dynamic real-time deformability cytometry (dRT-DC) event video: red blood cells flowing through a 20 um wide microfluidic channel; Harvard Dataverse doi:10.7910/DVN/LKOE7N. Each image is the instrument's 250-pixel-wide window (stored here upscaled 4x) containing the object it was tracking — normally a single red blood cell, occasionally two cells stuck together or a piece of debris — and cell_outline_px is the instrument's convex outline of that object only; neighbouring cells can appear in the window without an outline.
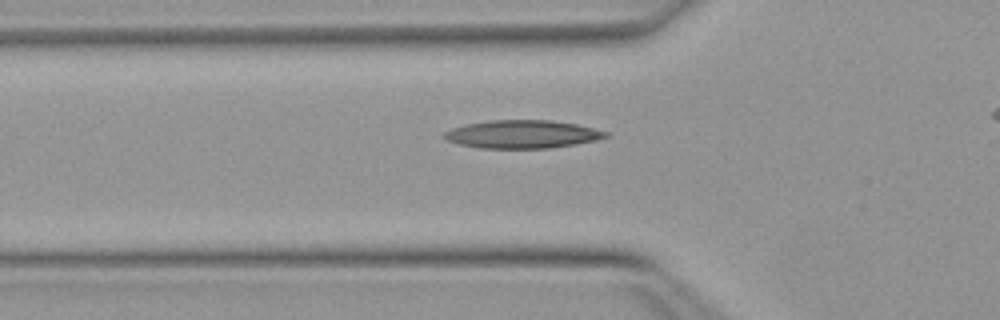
{"species": "Egyptian fruit bat (a non-hibernating species)", "species_latin": "Rousettus aegyptiacus", "temperature_condition": "warm", "stored_images_in_passage": 16, "camera_frame_rate_fps": 3000, "um_per_image_px": 0.085, "animal": {"sex": "female"}, "frame": {"image": 1, "passage_image": 5, "time_ms": 1.333, "image_size_px": [1000, 320], "cell_outline_px": [[612, 136], [596, 140], [576, 144], [548, 148], [480, 148], [460, 144], [448, 140], [440, 136], [444, 132], [452, 128], [468, 124], [488, 120], [552, 120], [576, 124], [608, 132]], "centroid_in_image_um": [44.41, 11.41], "position_along_channel_um": 81.4, "area_um2": 26.41}}
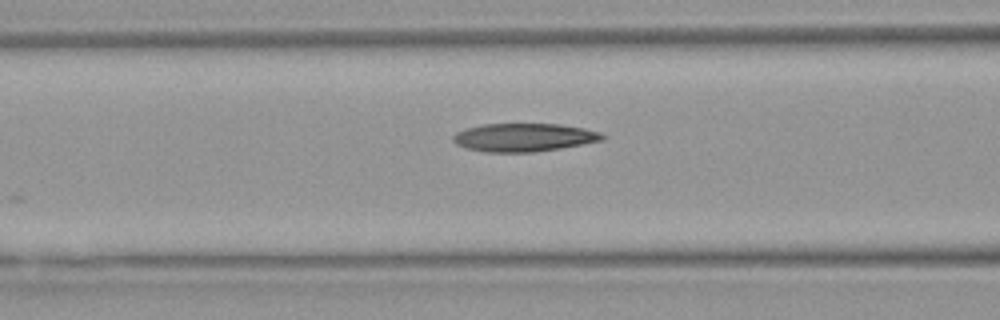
{"frame": {"image": 2, "passage_image": 8, "time_ms": 2.333, "image_size_px": [1000, 320], "cell_outline_px": [[608, 136], [604, 140], [584, 144], [536, 152], [484, 152], [464, 148], [456, 144], [452, 140], [452, 136], [456, 132], [464, 128], [484, 124], [560, 124], [584, 128], [600, 132]], "centroid_in_image_um": [44.53, 11.68], "position_along_channel_um": 122.1, "area_um2": 24.85}}
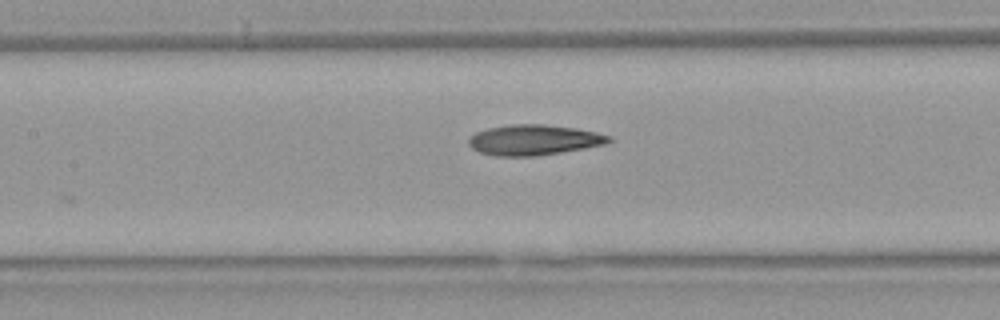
{"frame": {"image": 3, "passage_image": 11, "time_ms": 3.333, "image_size_px": [1000, 320], "cell_outline_px": [[612, 140], [608, 144], [536, 156], [496, 156], [480, 152], [472, 148], [468, 144], [468, 140], [476, 132], [488, 128], [512, 124], [544, 124], [576, 128], [596, 132], [612, 136]], "centroid_in_image_um": [45.41, 11.89], "position_along_channel_um": 162.0, "area_um2": 24.85}}